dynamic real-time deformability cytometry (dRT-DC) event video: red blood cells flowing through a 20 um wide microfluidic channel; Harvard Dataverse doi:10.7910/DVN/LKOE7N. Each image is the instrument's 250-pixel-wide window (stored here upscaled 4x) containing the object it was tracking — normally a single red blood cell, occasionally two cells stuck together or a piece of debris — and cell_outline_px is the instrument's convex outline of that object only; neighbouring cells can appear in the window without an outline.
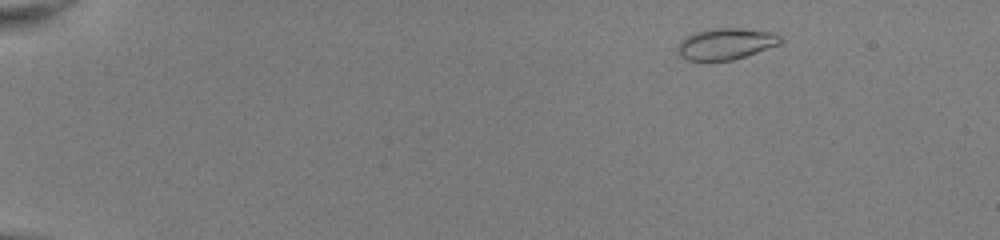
{"species": "common noctule bat (a hibernating species)", "species_latin": "Nyctalus noctula", "temperature_condition": "room temperature", "stored_images_in_passage": 48, "camera_frame_rate_fps": 3000, "um_per_image_px": 0.085, "animal": {"sex": "female", "body_mass_g": 22.0, "forearm_length_mm": 56.7}, "frame": {"image": 1, "passage_image": 4, "time_ms": 1.0, "image_size_px": [1000, 240], "cell_outline_px": [[784, 40], [780, 44], [732, 60], [688, 60], [680, 56], [680, 40], [692, 32], [708, 28], [740, 28], [772, 32], [780, 36]], "centroid_in_image_um": [61.71, 3.7], "position_along_channel_um": 23.3, "area_um2": 18.61}}
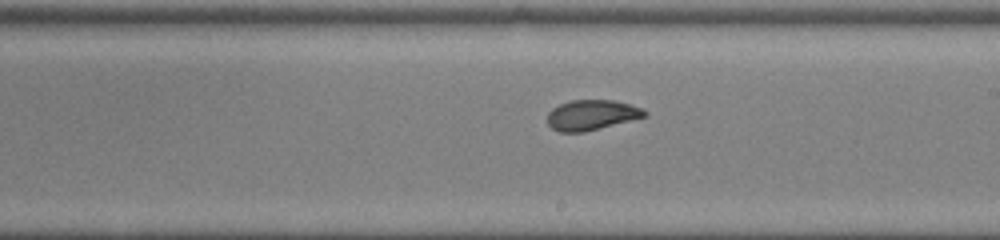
{"frame": {"image": 2, "passage_image": 29, "time_ms": 9.333, "image_size_px": [1000, 240], "cell_outline_px": [[648, 116], [584, 132], [560, 132], [552, 128], [548, 124], [548, 112], [552, 108], [560, 104], [572, 100], [612, 100], [628, 104], [640, 108], [648, 112]], "centroid_in_image_um": [50.28, 9.78], "position_along_channel_um": 238.7, "area_um2": 16.99}}
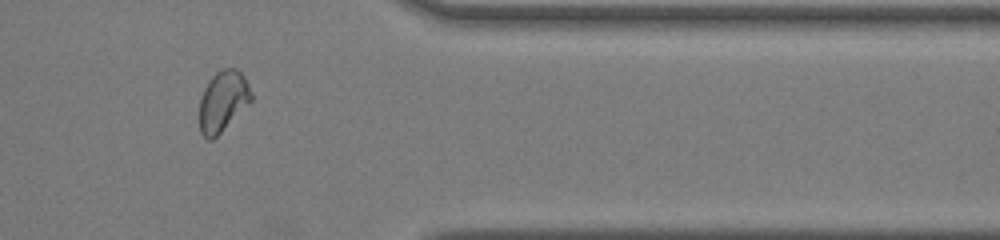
{"frame": {"image": 3, "passage_image": 41, "time_ms": 13.333, "image_size_px": [1000, 240], "cell_outline_px": [[252, 100], [212, 140], [208, 140], [200, 132], [200, 100], [204, 88], [208, 80], [216, 72], [224, 68], [236, 68], [244, 76], [252, 92]], "centroid_in_image_um": [18.94, 8.57], "position_along_channel_um": 392.5, "area_um2": 18.09}, "authors_computed_cell_mechanics": {"area_um2": 18.1781, "velocity_mm_per_s": 4.0531, "shape_relaxation_time_tau1_ms": 2.8329, "shape_relaxation_time_tau2_ms": 1.0478, "deformation_change_tau1": 0.1393, "deformation_change_tau2": 0.0558}}